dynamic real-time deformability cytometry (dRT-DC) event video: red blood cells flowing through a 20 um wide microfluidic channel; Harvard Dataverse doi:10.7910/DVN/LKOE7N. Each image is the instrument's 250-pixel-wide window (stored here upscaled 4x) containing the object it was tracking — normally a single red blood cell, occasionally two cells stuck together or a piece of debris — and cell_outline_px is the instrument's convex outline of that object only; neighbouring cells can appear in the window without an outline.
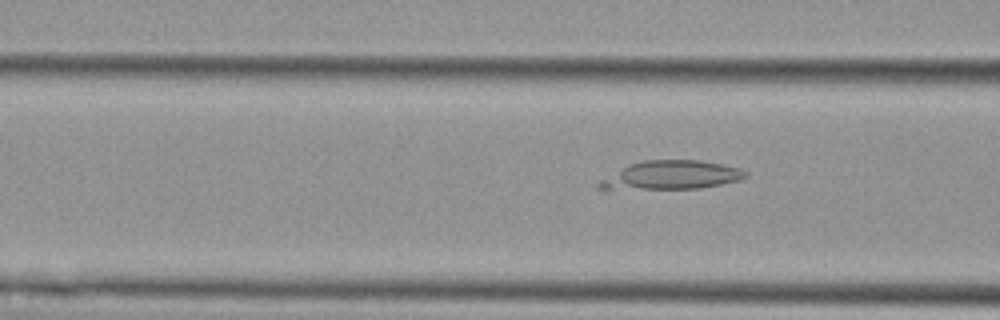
{"species": "Egyptian fruit bat (a non-hibernating species)", "species_latin": "Rousettus aegyptiacus", "temperature_condition": "cold", "stored_images_in_passage": 11, "camera_frame_rate_fps": 3000, "um_per_image_px": 0.085, "animal": {"sex": "female"}, "frame": {"image": 1, "passage_image": 9, "time_ms": 2.667, "image_size_px": [1000, 320], "cell_outline_px": [[748, 176], [740, 180], [700, 188], [604, 192], [596, 188], [596, 180], [628, 164], [644, 160], [700, 160], [740, 168], [748, 172]], "centroid_in_image_um": [56.85, 14.94], "position_along_channel_um": 109.8, "area_um2": 25.78}}